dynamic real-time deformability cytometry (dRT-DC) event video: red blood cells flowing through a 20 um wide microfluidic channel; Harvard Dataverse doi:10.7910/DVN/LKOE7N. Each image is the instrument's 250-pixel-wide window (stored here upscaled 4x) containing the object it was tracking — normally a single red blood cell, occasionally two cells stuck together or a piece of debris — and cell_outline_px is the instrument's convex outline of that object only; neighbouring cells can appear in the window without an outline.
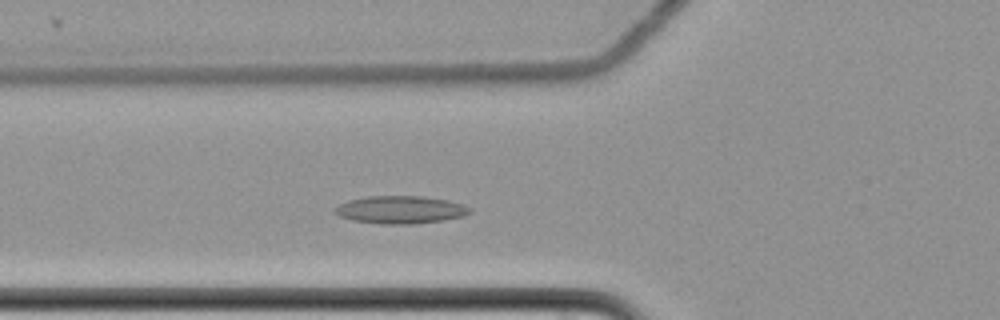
{"species": "common noctule bat (a hibernating species)", "species_latin": "Nyctalus noctula", "temperature_condition": "cold", "stored_images_in_passage": 48, "camera_frame_rate_fps": 3000, "um_per_image_px": 0.085, "animal": {"sex": "female", "body_mass_g": 22.7, "forearm_length_mm": 54.2}, "frame": {"image": 1, "passage_image": 14, "time_ms": 4.333, "image_size_px": [1000, 320], "cell_outline_px": [[472, 212], [464, 216], [444, 220], [412, 224], [380, 224], [352, 220], [340, 216], [332, 212], [332, 208], [348, 200], [368, 196], [424, 196], [448, 200], [464, 204], [472, 208]], "centroid_in_image_um": [34.05, 17.82], "position_along_channel_um": 91.8, "area_um2": 22.08}}
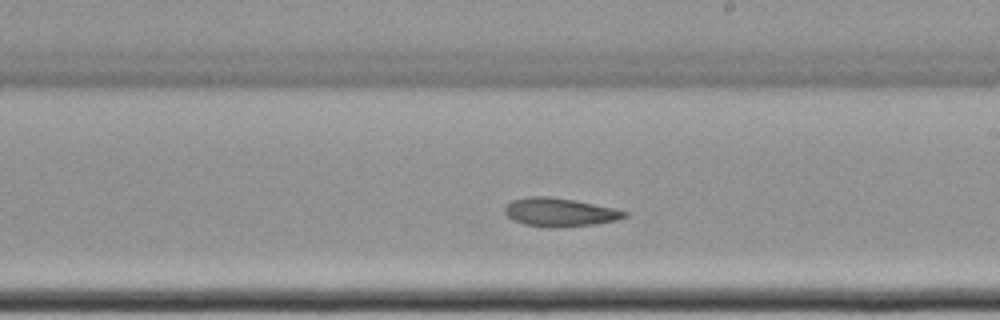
{"frame": {"image": 2, "passage_image": 27, "time_ms": 8.667, "image_size_px": [1000, 320], "cell_outline_px": [[628, 216], [616, 220], [596, 224], [552, 228], [548, 228], [524, 224], [512, 220], [504, 212], [504, 208], [512, 200], [532, 196], [548, 196], [572, 200], [616, 208], [628, 212]], "centroid_in_image_um": [47.58, 18.05], "position_along_channel_um": 241.4, "area_um2": 19.88}}
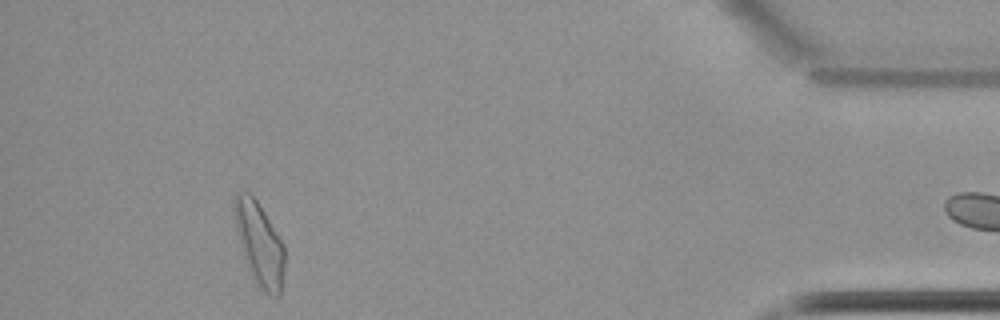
{"frame": {"image": 3, "passage_image": 47, "time_ms": 15.333, "image_size_px": [1000, 320], "cell_outline_px": [[284, 268], [280, 296], [268, 296], [260, 288], [252, 276], [244, 260], [240, 244], [232, 208], [236, 192], [248, 192], [256, 200], [264, 212], [284, 244]], "centroid_in_image_um": [22.04, 20.74], "position_along_channel_um": 413.2, "area_um2": 24.22}}